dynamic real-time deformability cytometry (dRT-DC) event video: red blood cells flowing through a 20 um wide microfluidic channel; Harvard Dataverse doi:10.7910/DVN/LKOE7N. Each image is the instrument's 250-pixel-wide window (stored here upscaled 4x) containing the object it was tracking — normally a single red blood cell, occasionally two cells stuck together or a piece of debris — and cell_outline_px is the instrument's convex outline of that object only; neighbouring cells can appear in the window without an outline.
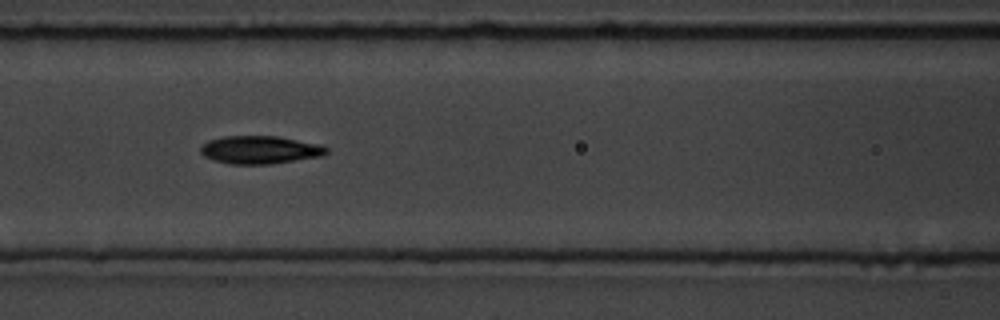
{"species": "common noctule bat (a hibernating species)", "species_latin": "Nyctalus noctula", "temperature_condition": "room temperature", "stored_images_in_passage": 14, "camera_frame_rate_fps": 3000, "um_per_image_px": 0.085, "animal": {"sex": "male", "body_mass_g": 19.5, "forearm_length_mm": 54.6}, "frame": {"image": 1, "passage_image": 5, "time_ms": 5.333, "image_size_px": [1000, 320], "cell_outline_px": [[328, 152], [324, 156], [272, 164], [228, 164], [212, 160], [204, 156], [200, 152], [200, 148], [208, 140], [224, 136], [276, 136], [320, 144], [328, 148]], "centroid_in_image_um": [22.11, 12.74], "position_along_channel_um": 144.5, "area_um2": 20.69}}
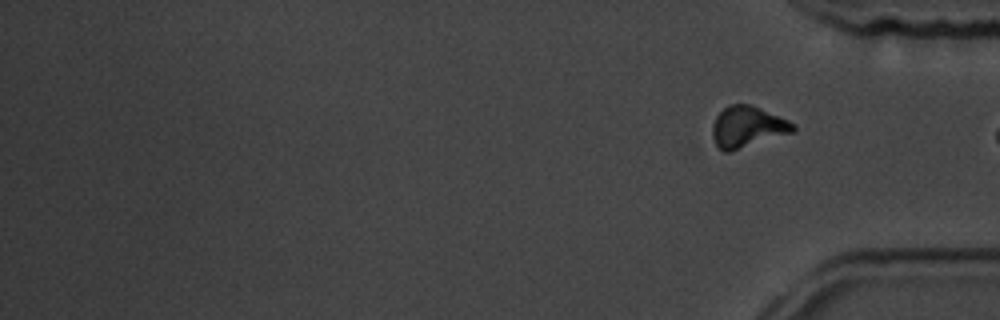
{"frame": {"image": 2, "passage_image": 14, "time_ms": 16.667, "image_size_px": [1000, 320], "cell_outline_px": [[796, 128], [792, 132], [728, 152], [724, 152], [716, 144], [712, 136], [712, 124], [716, 116], [728, 104], [748, 104], [760, 108], [788, 120], [796, 124]], "centroid_in_image_um": [63.51, 10.77], "position_along_channel_um": 371.7, "area_um2": 19.07}}